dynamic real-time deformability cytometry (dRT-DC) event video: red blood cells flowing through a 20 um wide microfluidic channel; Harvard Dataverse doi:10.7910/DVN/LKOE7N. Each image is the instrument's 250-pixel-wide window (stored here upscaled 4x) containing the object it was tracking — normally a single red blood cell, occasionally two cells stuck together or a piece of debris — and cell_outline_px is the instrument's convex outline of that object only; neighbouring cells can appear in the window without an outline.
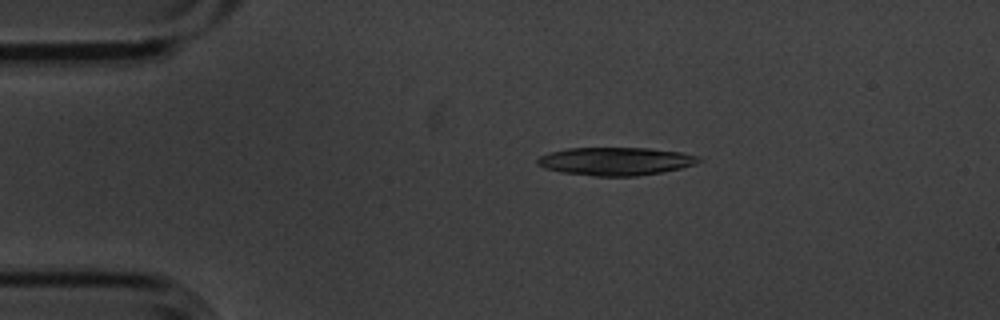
{"species": "common noctule bat (a hibernating species)", "species_latin": "Nyctalus noctula", "temperature_condition": "cold", "stored_images_in_passage": 4, "camera_frame_rate_fps": 3000, "um_per_image_px": 0.085, "animal": {"sex": "male", "body_mass_g": 20.1, "forearm_length_mm": 53.5}, "frame": {"image": 1, "passage_image": 3, "time_ms": 0.667, "image_size_px": [1000, 320], "cell_outline_px": [[700, 160], [696, 164], [680, 168], [660, 172], [636, 176], [592, 176], [560, 172], [544, 168], [536, 164], [536, 160], [540, 156], [552, 152], [568, 148], [648, 148], [680, 152], [700, 156]], "centroid_in_image_um": [52.3, 13.71], "position_along_channel_um": 32.7, "area_um2": 26.3}}